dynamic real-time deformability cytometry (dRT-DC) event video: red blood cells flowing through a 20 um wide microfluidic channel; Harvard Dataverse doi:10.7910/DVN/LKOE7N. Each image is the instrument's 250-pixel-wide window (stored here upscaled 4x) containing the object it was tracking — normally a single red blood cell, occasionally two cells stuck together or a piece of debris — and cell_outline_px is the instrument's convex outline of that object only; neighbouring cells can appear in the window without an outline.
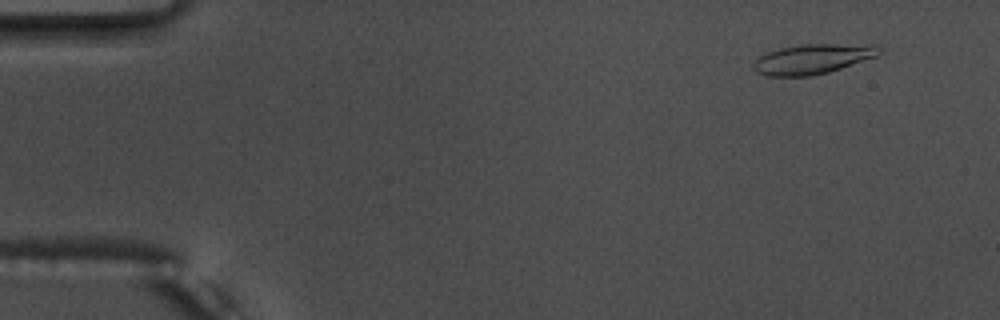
{"species": "common noctule bat (a hibernating species)", "species_latin": "Nyctalus noctula", "temperature_condition": "warm", "stored_images_in_passage": 16, "camera_frame_rate_fps": 3000, "um_per_image_px": 0.085, "animal": {"sex": "male", "body_mass_g": 17.5, "forearm_length_mm": 52.3}, "frame": {"image": 1, "passage_image": 5, "time_ms": 1.333, "image_size_px": [1000, 320], "cell_outline_px": [[884, 52], [876, 56], [828, 72], [812, 76], [768, 76], [756, 72], [752, 68], [752, 64], [760, 56], [768, 52], [780, 48], [800, 44], [876, 44], [884, 48]], "centroid_in_image_um": [69.11, 5.0], "position_along_channel_um": 15.9, "area_um2": 22.08}}